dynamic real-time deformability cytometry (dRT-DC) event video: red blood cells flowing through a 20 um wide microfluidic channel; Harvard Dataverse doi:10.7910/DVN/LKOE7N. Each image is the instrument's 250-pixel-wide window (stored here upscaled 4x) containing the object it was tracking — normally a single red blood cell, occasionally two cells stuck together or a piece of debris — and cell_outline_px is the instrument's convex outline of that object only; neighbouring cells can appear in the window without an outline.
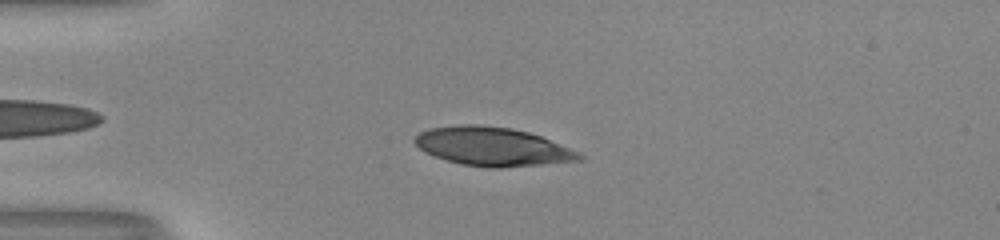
{"species": "human", "species_latin": "Homo sapiens", "temperature_condition": "room temperature", "stored_images_in_passage": 39, "camera_frame_rate_fps": 3000, "um_per_image_px": 0.085, "donor": {"sex": "male"}, "frame": {"image": 1, "passage_image": 5, "time_ms": 1.333, "image_size_px": [1000, 240], "cell_outline_px": [[584, 160], [500, 168], [488, 168], [460, 164], [436, 156], [420, 148], [412, 140], [420, 132], [432, 128], [460, 124], [480, 124], [512, 128], [528, 132], [540, 136], [580, 152], [584, 156]], "centroid_in_image_um": [41.89, 12.46], "position_along_channel_um": 43.1, "area_um2": 36.93}}
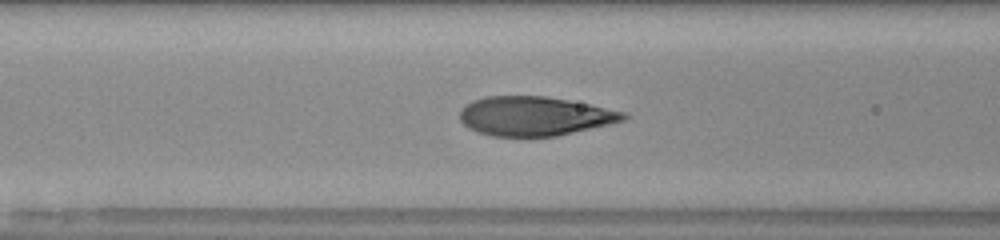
{"frame": {"image": 2, "passage_image": 13, "time_ms": 4.0, "image_size_px": [1000, 240], "cell_outline_px": [[628, 116], [624, 120], [608, 124], [556, 136], [492, 136], [468, 128], [460, 120], [460, 112], [464, 104], [472, 100], [484, 96], [544, 96], [568, 100], [628, 112]], "centroid_in_image_um": [45.42, 9.86], "position_along_channel_um": 121.2, "area_um2": 37.22}}
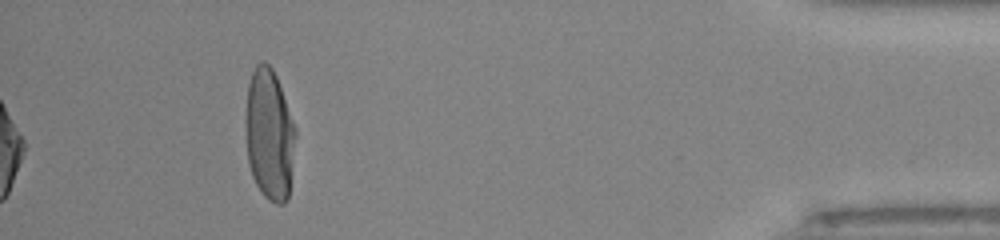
{"frame": {"image": 3, "passage_image": 39, "time_ms": 12.667, "image_size_px": [1000, 240], "cell_outline_px": [[296, 136], [288, 200], [284, 204], [276, 204], [268, 200], [264, 196], [256, 184], [252, 176], [248, 164], [244, 120], [248, 84], [252, 72], [256, 64], [260, 60], [264, 60], [272, 68], [276, 76], [296, 128]], "centroid_in_image_um": [22.88, 11.44], "position_along_channel_um": 412.3, "area_um2": 38.73}, "authors_computed_cell_mechanics": {"area_um2": 37.859, "velocity_mm_per_s": 4.0357, "shape_relaxation_time_tau1_ms": 4.7186, "shape_relaxation_time_tau2_ms": null, "deformation_change_tau1": 0.2594, "deformation_change_tau2": null}}